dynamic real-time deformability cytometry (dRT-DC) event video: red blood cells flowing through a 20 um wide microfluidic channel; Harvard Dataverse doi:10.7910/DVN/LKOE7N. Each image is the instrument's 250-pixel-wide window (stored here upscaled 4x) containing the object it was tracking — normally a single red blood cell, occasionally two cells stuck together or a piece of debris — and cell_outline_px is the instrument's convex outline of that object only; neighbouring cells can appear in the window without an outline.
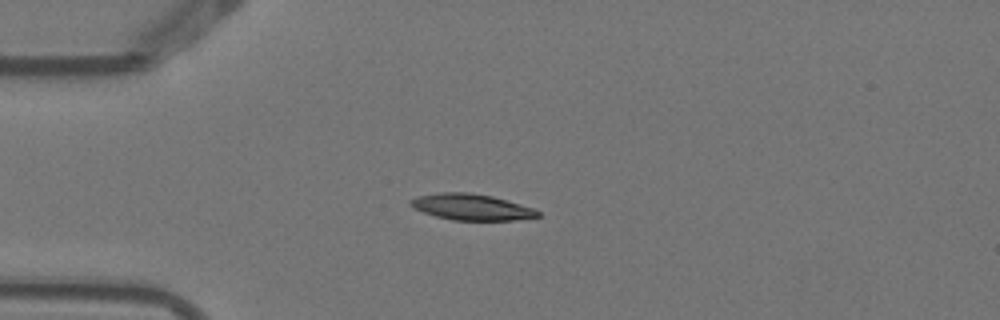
{"species": "Egyptian fruit bat (a non-hibernating species)", "species_latin": "Rousettus aegyptiacus", "temperature_condition": "warm", "stored_images_in_passage": 5, "camera_frame_rate_fps": 3000, "um_per_image_px": 0.085, "animal": {"sex": "female"}, "frame": {"image": 1, "passage_image": 3, "time_ms": 0.667, "image_size_px": [1000, 320], "cell_outline_px": [[540, 216], [516, 220], [452, 220], [436, 216], [424, 212], [408, 204], [408, 200], [416, 196], [440, 192], [468, 192], [492, 196], [520, 204], [532, 208], [540, 212]], "centroid_in_image_um": [40.04, 17.59], "position_along_channel_um": 45.0, "area_um2": 19.31}}
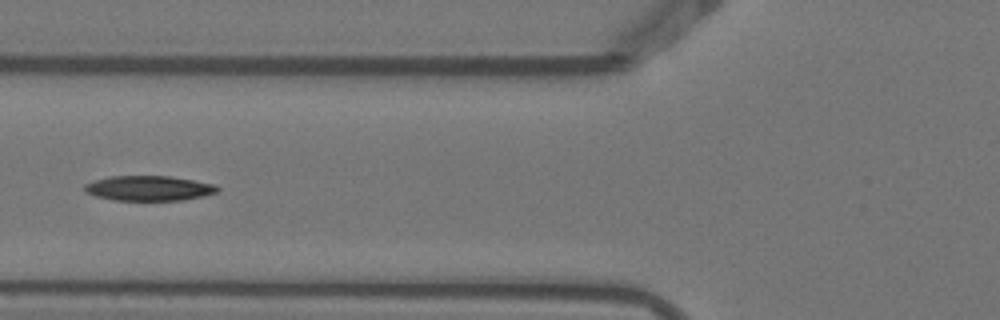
{"frame": {"image": 2, "passage_image": 5, "time_ms": 1.333, "image_size_px": [1000, 320], "cell_outline_px": [[220, 188], [216, 192], [204, 196], [180, 200], [112, 200], [96, 196], [84, 192], [84, 184], [108, 176], [172, 176], [216, 184]], "centroid_in_image_um": [12.65, 15.99], "position_along_channel_um": 113.1, "area_um2": 19.42}}